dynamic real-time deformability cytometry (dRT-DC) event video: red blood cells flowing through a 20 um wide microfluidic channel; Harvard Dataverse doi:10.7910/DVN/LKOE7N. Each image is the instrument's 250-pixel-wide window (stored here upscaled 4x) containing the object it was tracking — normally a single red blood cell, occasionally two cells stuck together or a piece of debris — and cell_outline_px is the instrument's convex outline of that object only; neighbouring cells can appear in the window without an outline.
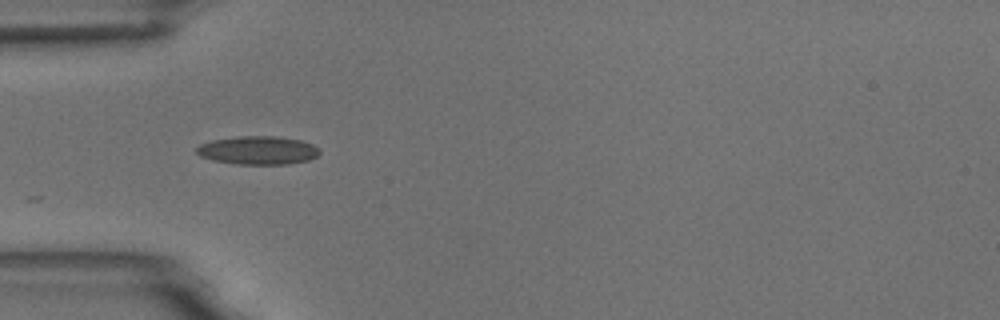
{"species": "common noctule bat (a hibernating species)", "species_latin": "Nyctalus noctula", "temperature_condition": "room temperature", "stored_images_in_passage": 3, "camera_frame_rate_fps": 3000, "um_per_image_px": 0.085, "animal": {"sex": "male", "body_mass_g": 18.8}, "frame": {"image": 1, "passage_image": 1, "time_ms": 0.0, "image_size_px": [1000, 320], "cell_outline_px": [[320, 152], [316, 156], [308, 160], [288, 164], [236, 164], [212, 160], [200, 156], [196, 152], [196, 148], [200, 144], [212, 140], [240, 136], [276, 136], [300, 140], [312, 144], [320, 148]], "centroid_in_image_um": [21.92, 12.77], "position_along_channel_um": 63.1, "area_um2": 20.35}}